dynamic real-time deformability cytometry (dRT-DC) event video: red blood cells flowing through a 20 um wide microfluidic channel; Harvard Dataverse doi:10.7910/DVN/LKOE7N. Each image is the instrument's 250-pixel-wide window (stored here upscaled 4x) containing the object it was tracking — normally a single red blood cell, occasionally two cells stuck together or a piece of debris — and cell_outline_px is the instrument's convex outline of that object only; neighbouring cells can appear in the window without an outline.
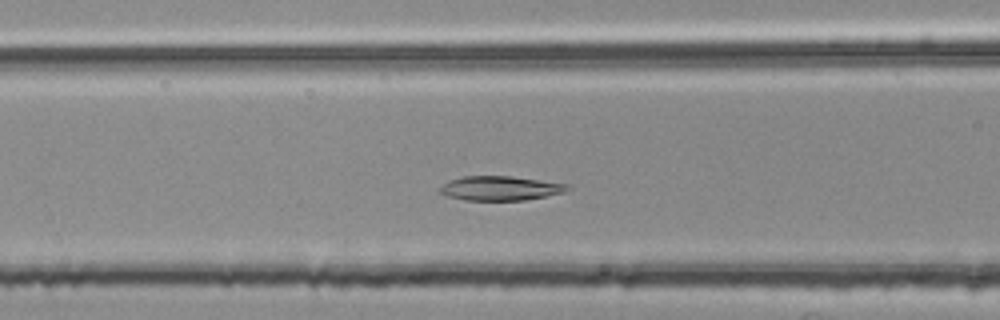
{"species": "common noctule bat (a hibernating species)", "species_latin": "Nyctalus noctula", "temperature_condition": "room temperature", "stored_images_in_passage": 44, "camera_frame_rate_fps": 3000, "um_per_image_px": 0.085, "animal": {"sex": "female", "body_mass_g": 25.1}, "frame": {"image": 1, "passage_image": 16, "time_ms": 5.0, "image_size_px": [1000, 320], "cell_outline_px": [[572, 188], [564, 192], [524, 200], [464, 200], [448, 196], [440, 192], [440, 188], [448, 180], [464, 176], [512, 176], [568, 184]], "centroid_in_image_um": [42.53, 15.99], "position_along_channel_um": 124.1, "area_um2": 17.98}}
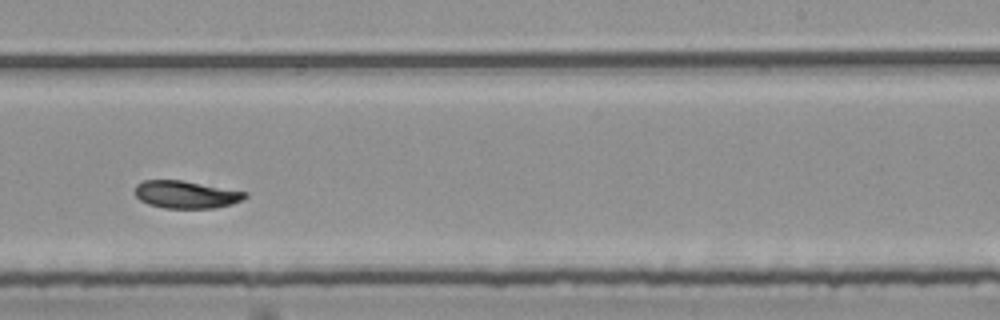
{"frame": {"image": 2, "passage_image": 28, "time_ms": 9.0, "image_size_px": [1000, 320], "cell_outline_px": [[248, 196], [244, 200], [232, 204], [212, 208], [164, 208], [148, 204], [140, 200], [136, 196], [136, 184], [144, 180], [180, 180], [248, 192]], "centroid_in_image_um": [15.84, 16.54], "position_along_channel_um": 273.2, "area_um2": 17.63}}
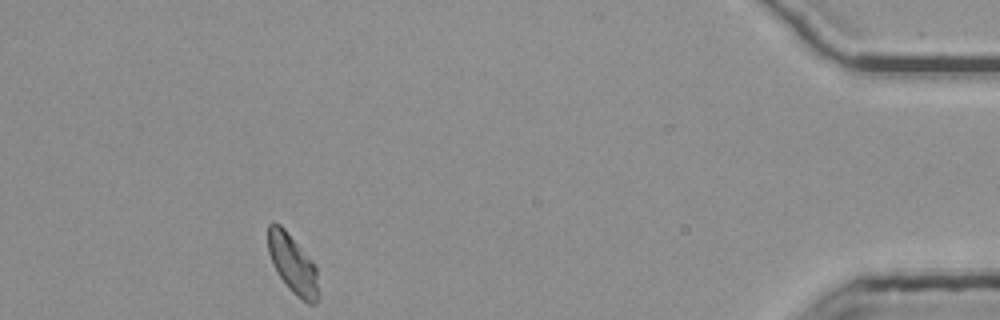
{"frame": {"image": 3, "passage_image": 44, "time_ms": 14.333, "image_size_px": [1000, 320], "cell_outline_px": [[316, 304], [308, 304], [296, 296], [288, 288], [276, 272], [272, 264], [268, 252], [268, 224], [272, 220], [280, 224], [284, 228], [316, 264]], "centroid_in_image_um": [24.83, 22.4], "position_along_channel_um": 410.4, "area_um2": 17.28}, "authors_computed_cell_mechanics": {"area_um2": 18.2359, "velocity_mm_per_s": 3.7426, "shape_relaxation_time_tau1_ms": 4.4689, "shape_relaxation_time_tau2_ms": 3.5532, "deformation_change_tau1": 0.1188, "deformation_change_tau2": 0.0743}}